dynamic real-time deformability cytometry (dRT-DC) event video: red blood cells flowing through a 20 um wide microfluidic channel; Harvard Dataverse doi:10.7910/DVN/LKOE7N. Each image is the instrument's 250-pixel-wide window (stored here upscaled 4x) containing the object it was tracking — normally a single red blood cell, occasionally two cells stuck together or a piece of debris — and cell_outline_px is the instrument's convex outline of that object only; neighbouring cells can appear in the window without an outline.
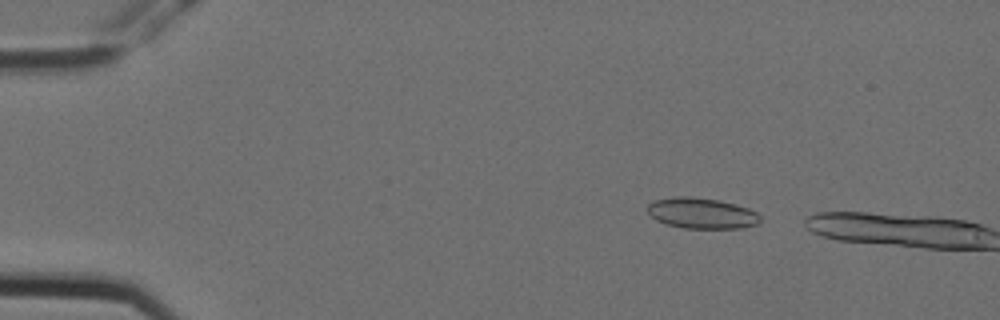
{"species": "Egyptian fruit bat (a non-hibernating species)", "species_latin": "Rousettus aegyptiacus", "temperature_condition": "cold", "stored_images_in_passage": 3, "camera_frame_rate_fps": 3000, "um_per_image_px": 0.085, "animal": {"sex": "female"}, "frame": {"image": 1, "passage_image": 2, "time_ms": 0.333, "image_size_px": [1000, 320], "cell_outline_px": [[760, 220], [756, 224], [740, 228], [684, 228], [668, 224], [656, 220], [648, 212], [648, 204], [656, 200], [676, 196], [692, 196], [720, 200], [736, 204], [748, 208], [756, 212], [760, 216]], "centroid_in_image_um": [59.65, 18.11], "position_along_channel_um": 25.3, "area_um2": 20.11}}